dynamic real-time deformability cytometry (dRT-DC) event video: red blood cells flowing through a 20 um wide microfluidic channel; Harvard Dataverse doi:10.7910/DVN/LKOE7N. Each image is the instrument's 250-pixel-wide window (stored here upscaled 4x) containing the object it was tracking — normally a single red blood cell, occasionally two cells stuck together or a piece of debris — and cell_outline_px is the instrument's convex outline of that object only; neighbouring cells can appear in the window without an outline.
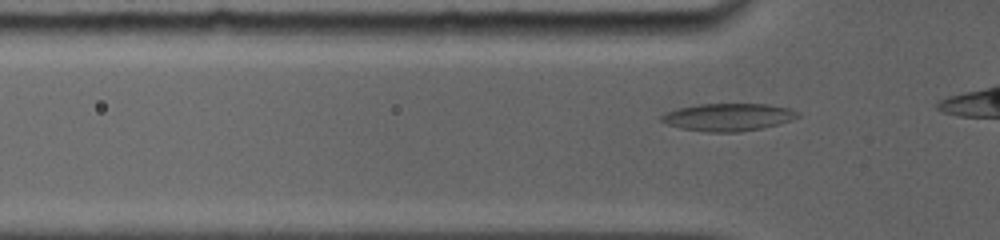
{"species": "common noctule bat (a hibernating species)", "species_latin": "Nyctalus noctula", "temperature_condition": "room temperature", "stored_images_in_passage": 23, "camera_frame_rate_fps": 5000, "um_per_image_px": 0.085, "animal": {"sex": "female", "body_mass_g": 19.0, "forearm_length_mm": 56.7}, "frame": {"image": 1, "passage_image": 5, "time_ms": 1.0, "image_size_px": [1000, 240], "cell_outline_px": [[800, 116], [792, 120], [780, 124], [764, 128], [740, 132], [708, 132], [680, 128], [668, 124], [660, 120], [660, 116], [664, 112], [676, 108], [700, 104], [768, 104], [792, 108], [800, 112]], "centroid_in_image_um": [61.93, 9.95], "position_along_channel_um": 63.9, "area_um2": 22.25}}
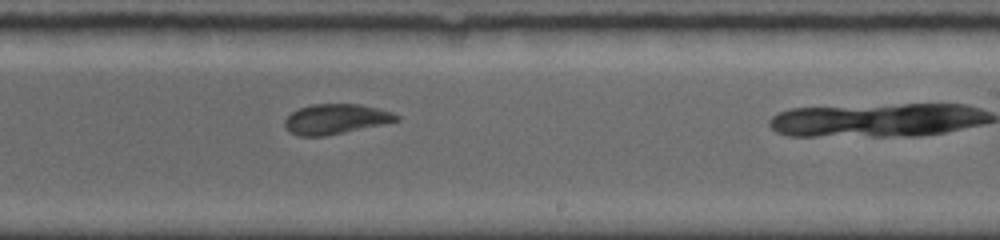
{"frame": {"image": 2, "passage_image": 14, "time_ms": 6.0, "image_size_px": [1000, 240], "cell_outline_px": [[400, 120], [384, 124], [324, 136], [300, 136], [288, 132], [284, 124], [284, 120], [292, 112], [300, 108], [312, 104], [360, 104], [392, 112], [400, 116]], "centroid_in_image_um": [28.53, 10.12], "position_along_channel_um": 260.5, "area_um2": 19.48}}
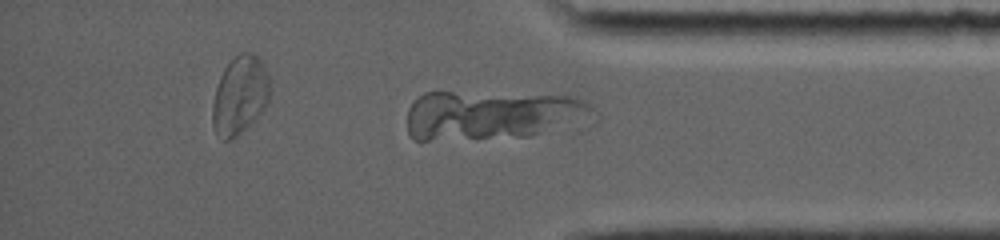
{"frame": {"image": 3, "passage_image": 22, "time_ms": 10.6, "image_size_px": [1000, 240], "cell_outline_px": [[268, 100], [264, 108], [236, 136], [228, 140], [224, 140], [216, 132], [212, 124], [212, 104], [216, 88], [220, 76], [224, 68], [240, 52], [248, 52], [256, 56], [264, 64], [268, 72]], "centroid_in_image_um": [20.36, 8.07], "position_along_channel_um": 414.8, "area_um2": 25.55}, "authors_computed_cell_mechanics": {"area_um2": 20.7502, "velocity_mm_per_s": 3.934, "shape_relaxation_time_tau1_ms": 4.5197, "shape_relaxation_time_tau2_ms": 3.3261, "deformation_change_tau1": 0.1035, "deformation_change_tau2": 0.0787}}